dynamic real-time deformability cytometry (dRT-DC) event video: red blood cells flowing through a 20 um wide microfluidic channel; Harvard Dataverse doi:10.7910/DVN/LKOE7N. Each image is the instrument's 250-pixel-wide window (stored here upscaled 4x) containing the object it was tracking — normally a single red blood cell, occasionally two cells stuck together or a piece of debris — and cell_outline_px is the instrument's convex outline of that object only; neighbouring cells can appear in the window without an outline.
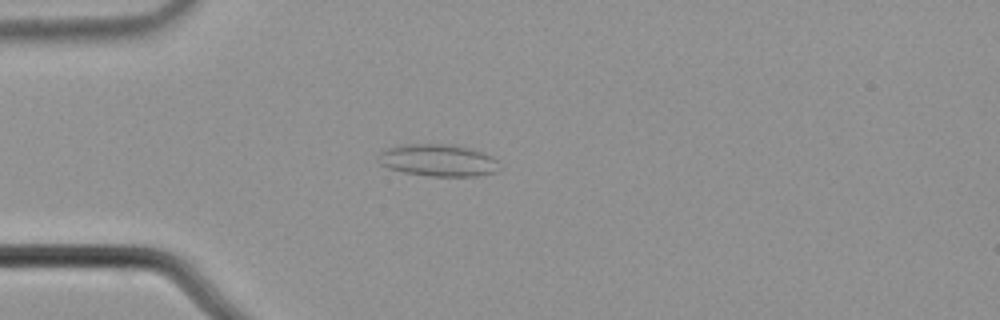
{"species": "common noctule bat (a hibernating species)", "species_latin": "Nyctalus noctula", "temperature_condition": "cold", "stored_images_in_passage": 6, "camera_frame_rate_fps": 3000, "um_per_image_px": 0.085, "animal": {"sex": "male", "body_mass_g": 21.5, "forearm_length_mm": 52.0}, "frame": {"image": 1, "passage_image": 4, "time_ms": 1.0, "image_size_px": [1000, 320], "cell_outline_px": [[496, 172], [476, 176], [432, 176], [404, 172], [388, 168], [380, 164], [380, 152], [388, 148], [400, 144], [456, 144], [492, 156], [496, 160]], "centroid_in_image_um": [37.21, 13.61], "position_along_channel_um": 47.8, "area_um2": 22.37}}
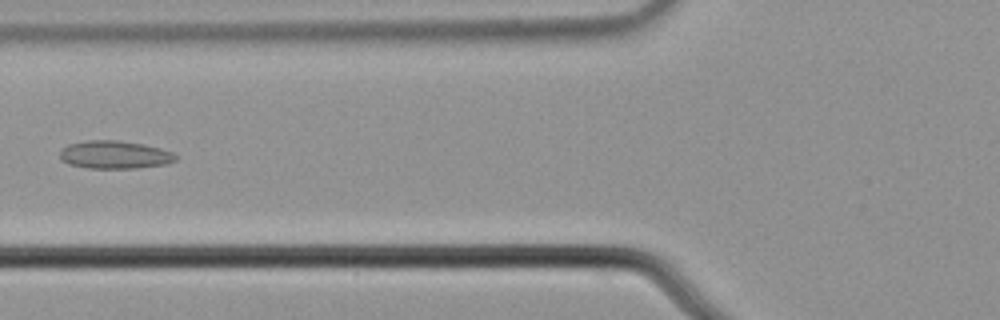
{"frame": {"image": 2, "passage_image": 6, "time_ms": 1.667, "image_size_px": [1000, 320], "cell_outline_px": [[176, 160], [168, 164], [136, 168], [88, 168], [68, 164], [60, 160], [60, 152], [68, 144], [88, 140], [116, 140], [144, 144], [160, 148], [172, 152], [176, 156]], "centroid_in_image_um": [9.74, 13.15], "position_along_channel_um": 116.1, "area_um2": 18.9}}